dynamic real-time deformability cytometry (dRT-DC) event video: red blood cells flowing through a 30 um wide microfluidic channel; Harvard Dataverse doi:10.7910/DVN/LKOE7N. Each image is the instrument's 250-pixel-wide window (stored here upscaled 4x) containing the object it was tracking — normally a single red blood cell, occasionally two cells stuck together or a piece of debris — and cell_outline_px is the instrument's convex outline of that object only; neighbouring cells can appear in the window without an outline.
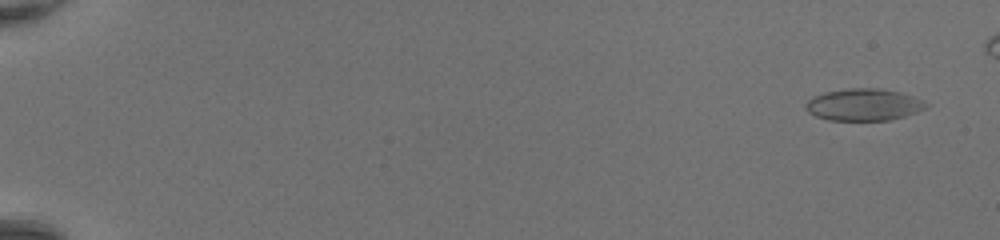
{"species": "common noctule bat (a hibernating species)", "species_latin": "Nyctalus noctula", "temperature_condition": "room temperature", "stored_images_in_passage": 47, "camera_frame_rate_fps": 3000, "um_per_image_px": 0.085, "animal": {"sex": "female", "body_mass_g": 20.0, "forearm_length_mm": 54.0}, "frame": {"image": 1, "passage_image": 3, "time_ms": 0.667, "image_size_px": [1000, 240], "cell_outline_px": [[928, 108], [904, 116], [888, 120], [828, 120], [816, 116], [808, 112], [804, 108], [804, 104], [812, 96], [824, 92], [848, 88], [880, 88], [900, 92], [924, 100], [928, 104]], "centroid_in_image_um": [73.4, 8.89], "position_along_channel_um": 11.6, "area_um2": 22.6}}
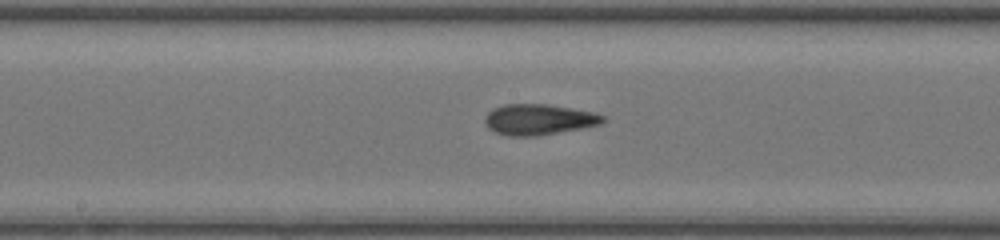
{"frame": {"image": 2, "passage_image": 29, "time_ms": 9.333, "image_size_px": [1000, 240], "cell_outline_px": [[604, 120], [600, 124], [580, 128], [536, 136], [508, 136], [496, 132], [488, 128], [484, 124], [484, 116], [492, 108], [504, 104], [548, 104], [572, 108], [592, 112], [604, 116]], "centroid_in_image_um": [45.72, 10.15], "position_along_channel_um": 202.5, "area_um2": 21.1}}
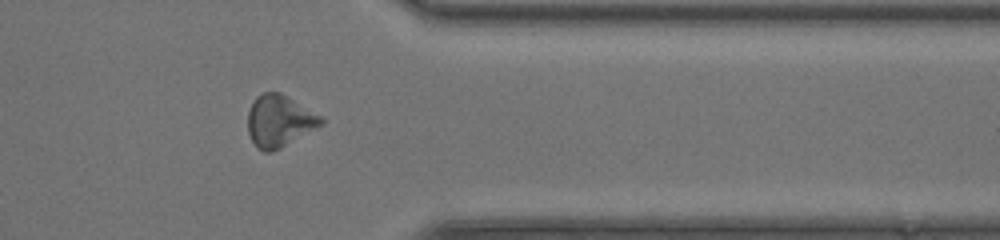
{"frame": {"image": 3, "passage_image": 42, "time_ms": 13.667, "image_size_px": [1000, 240], "cell_outline_px": [[324, 124], [280, 148], [272, 152], [264, 152], [256, 148], [248, 132], [248, 112], [256, 96], [264, 92], [280, 92], [320, 116], [324, 120]], "centroid_in_image_um": [23.72, 10.3], "position_along_channel_um": 387.7, "area_um2": 21.91}}